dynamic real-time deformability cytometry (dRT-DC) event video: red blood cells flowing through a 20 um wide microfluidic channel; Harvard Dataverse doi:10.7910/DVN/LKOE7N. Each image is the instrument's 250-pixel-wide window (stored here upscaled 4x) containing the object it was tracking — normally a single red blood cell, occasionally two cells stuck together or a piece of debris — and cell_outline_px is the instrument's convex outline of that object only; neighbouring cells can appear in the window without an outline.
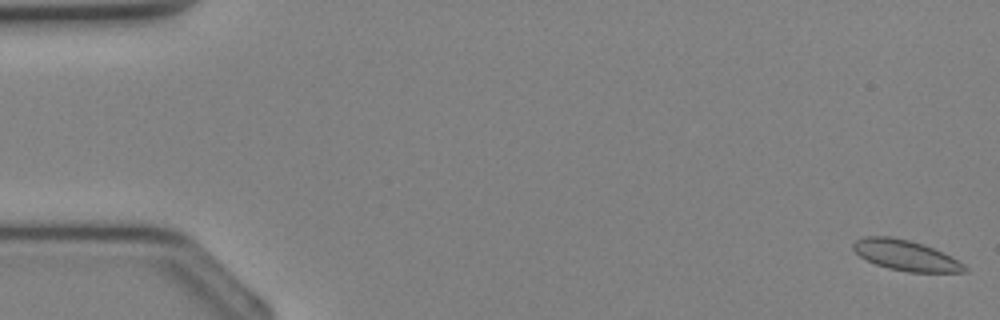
{"species": "Egyptian fruit bat (a non-hibernating species)", "species_latin": "Rousettus aegyptiacus", "temperature_condition": "cold", "stored_images_in_passage": 37, "camera_frame_rate_fps": 3000, "um_per_image_px": 0.085, "animal": {"sex": "female"}, "frame": {"image": 1, "passage_image": 1, "time_ms": 0.0, "image_size_px": [1000, 320], "cell_outline_px": [[968, 272], [908, 272], [888, 268], [876, 264], [860, 256], [852, 248], [852, 244], [856, 240], [864, 236], [892, 236], [924, 244], [944, 252], [964, 264], [968, 268]], "centroid_in_image_um": [77.0, 21.7], "position_along_channel_um": 8.0, "area_um2": 19.83}}
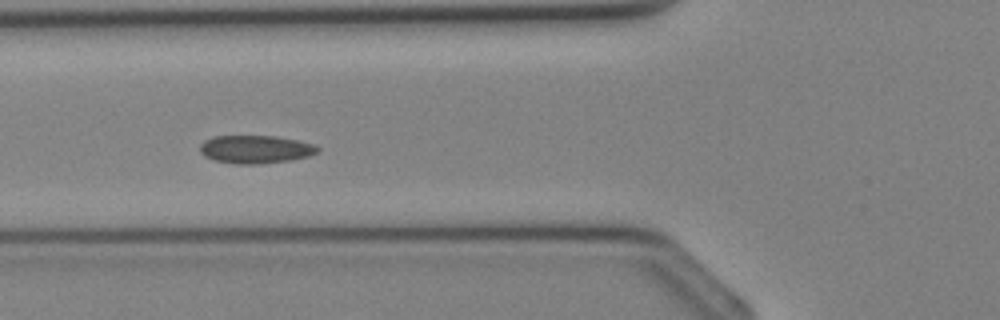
{"frame": {"image": 2, "passage_image": 14, "time_ms": 4.333, "image_size_px": [1000, 320], "cell_outline_px": [[320, 148], [316, 152], [308, 156], [288, 160], [260, 164], [236, 164], [216, 160], [204, 156], [200, 152], [200, 144], [204, 140], [212, 136], [276, 136], [316, 144]], "centroid_in_image_um": [21.7, 12.68], "position_along_channel_um": 104.1, "area_um2": 19.19}}
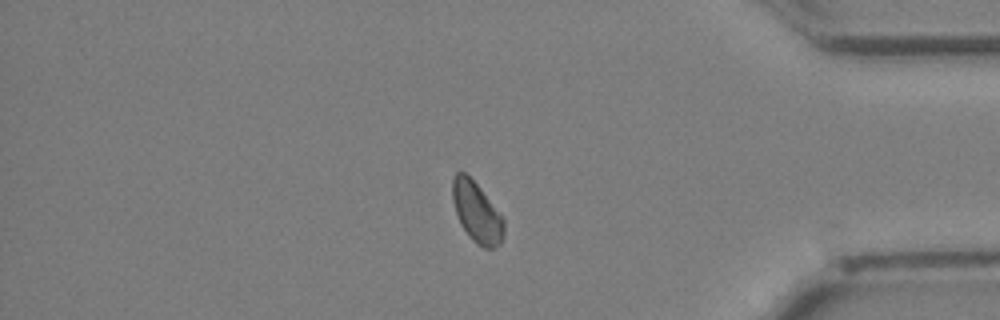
{"frame": {"image": 3, "passage_image": 31, "time_ms": 10.0, "image_size_px": [1000, 320], "cell_outline_px": [[504, 236], [500, 244], [492, 248], [484, 248], [476, 244], [468, 236], [460, 224], [452, 200], [452, 180], [456, 172], [464, 172], [480, 188], [504, 220]], "centroid_in_image_um": [40.51, 18.07], "position_along_channel_um": 394.7, "area_um2": 17.92}}